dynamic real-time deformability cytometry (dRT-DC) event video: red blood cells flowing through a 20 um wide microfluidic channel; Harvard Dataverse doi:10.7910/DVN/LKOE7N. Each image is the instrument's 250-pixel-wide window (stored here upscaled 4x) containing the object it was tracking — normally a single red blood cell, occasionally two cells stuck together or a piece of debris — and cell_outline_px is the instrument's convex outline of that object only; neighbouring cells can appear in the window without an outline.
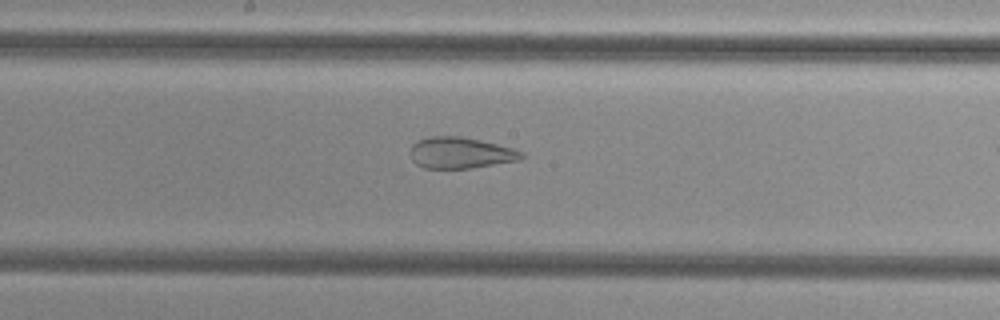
{"species": "common noctule bat (a hibernating species)", "species_latin": "Nyctalus noctula", "temperature_condition": "cold", "stored_images_in_passage": 28, "camera_frame_rate_fps": 3000, "um_per_image_px": 0.085, "animal": {"sex": "female", "body_mass_g": 29.2, "forearm_length_mm": 56.3}, "frame": {"image": 1, "passage_image": 13, "time_ms": 4.0, "image_size_px": [1000, 320], "cell_outline_px": [[524, 156], [520, 160], [472, 168], [424, 168], [416, 164], [412, 160], [412, 144], [420, 140], [432, 136], [460, 136], [480, 140], [512, 148], [524, 152]], "centroid_in_image_um": [39.17, 13.0], "position_along_channel_um": 209.0, "area_um2": 20.06}}
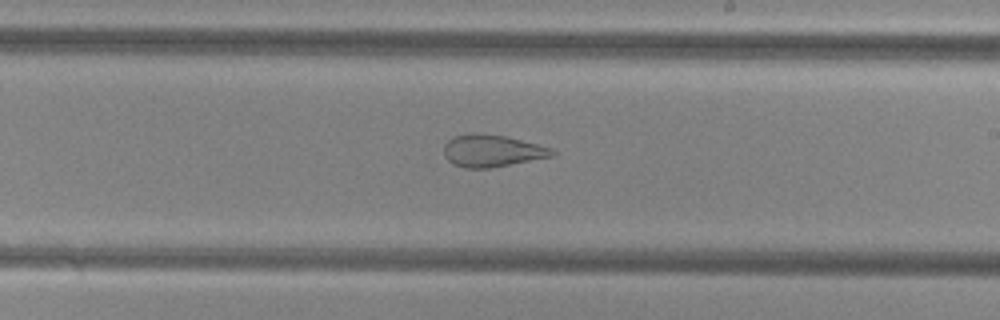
{"frame": {"image": 2, "passage_image": 16, "time_ms": 5.0, "image_size_px": [1000, 320], "cell_outline_px": [[556, 152], [552, 156], [488, 168], [464, 168], [452, 164], [444, 156], [444, 144], [448, 140], [456, 136], [472, 132], [476, 132], [504, 136], [552, 148]], "centroid_in_image_um": [41.77, 12.81], "position_along_channel_um": 247.2, "area_um2": 20.06}}
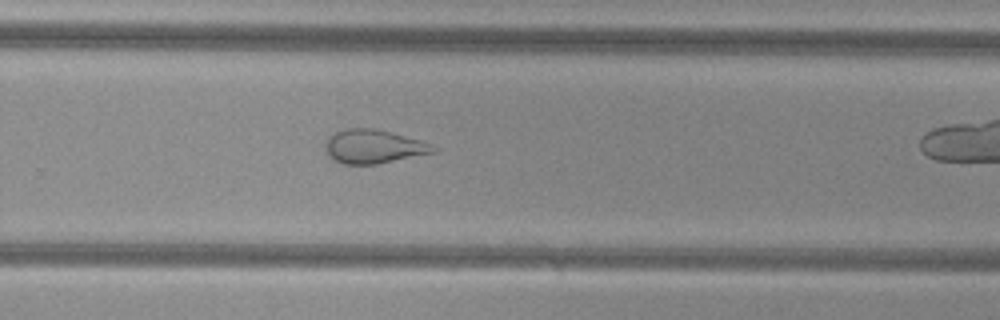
{"frame": {"image": 3, "passage_image": 20, "time_ms": 6.333, "image_size_px": [1000, 320], "cell_outline_px": [[436, 152], [376, 164], [344, 164], [332, 160], [324, 148], [324, 144], [336, 132], [348, 128], [372, 128], [392, 132], [420, 140], [436, 148]], "centroid_in_image_um": [31.73, 12.46], "position_along_channel_um": 298.1, "area_um2": 20.98}}